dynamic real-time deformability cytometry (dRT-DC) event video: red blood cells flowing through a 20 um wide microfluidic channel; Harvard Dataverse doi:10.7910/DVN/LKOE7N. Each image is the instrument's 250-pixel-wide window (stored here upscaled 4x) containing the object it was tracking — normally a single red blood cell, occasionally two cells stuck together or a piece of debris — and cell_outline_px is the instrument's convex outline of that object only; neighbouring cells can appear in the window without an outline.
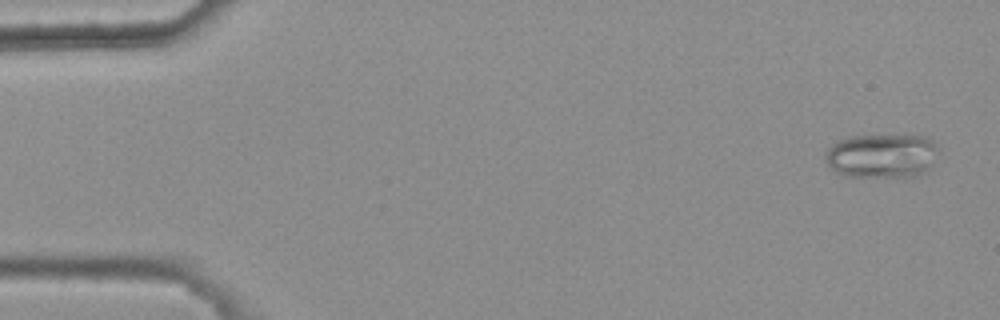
{"species": "common noctule bat (a hibernating species)", "species_latin": "Nyctalus noctula", "temperature_condition": "warm", "stored_images_in_passage": 4, "camera_frame_rate_fps": 3000, "um_per_image_px": 0.085, "animal": {"sex": "female", "body_mass_g": 25.1}, "frame": {"image": 1, "passage_image": 1, "time_ms": 0.0, "image_size_px": [1000, 320], "cell_outline_px": [[936, 152], [932, 164], [924, 172], [916, 176], [848, 176], [836, 172], [828, 164], [824, 152], [836, 140], [848, 136], [904, 132], [924, 136], [932, 140], [936, 144]], "centroid_in_image_um": [74.95, 13.16], "position_along_channel_um": 10.1, "area_um2": 29.88}}